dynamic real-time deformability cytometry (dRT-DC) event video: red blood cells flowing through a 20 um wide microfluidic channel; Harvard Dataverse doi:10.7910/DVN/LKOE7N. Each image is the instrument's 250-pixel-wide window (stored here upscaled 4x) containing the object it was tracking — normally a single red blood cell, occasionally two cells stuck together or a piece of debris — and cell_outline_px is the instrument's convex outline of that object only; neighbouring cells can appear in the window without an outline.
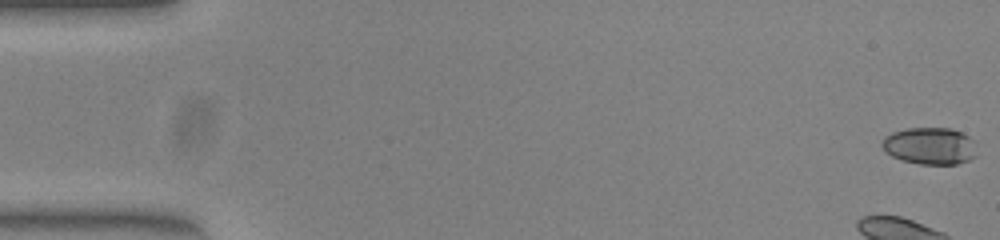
{"species": "common noctule bat (a hibernating species)", "species_latin": "Nyctalus noctula", "temperature_condition": "warm", "stored_images_in_passage": 52, "camera_frame_rate_fps": 3000, "um_per_image_px": 0.085, "animal": {"sex": "female", "body_mass_g": 23.0, "forearm_length_mm": 53.4}, "frame": {"image": 1, "passage_image": 1, "time_ms": 0.0, "image_size_px": [1000, 240], "cell_outline_px": [[976, 156], [968, 160], [956, 164], [920, 164], [904, 160], [892, 156], [880, 144], [884, 136], [892, 132], [908, 128], [952, 128], [976, 140]], "centroid_in_image_um": [79.07, 12.39], "position_along_channel_um": 5.9, "area_um2": 20.52}}